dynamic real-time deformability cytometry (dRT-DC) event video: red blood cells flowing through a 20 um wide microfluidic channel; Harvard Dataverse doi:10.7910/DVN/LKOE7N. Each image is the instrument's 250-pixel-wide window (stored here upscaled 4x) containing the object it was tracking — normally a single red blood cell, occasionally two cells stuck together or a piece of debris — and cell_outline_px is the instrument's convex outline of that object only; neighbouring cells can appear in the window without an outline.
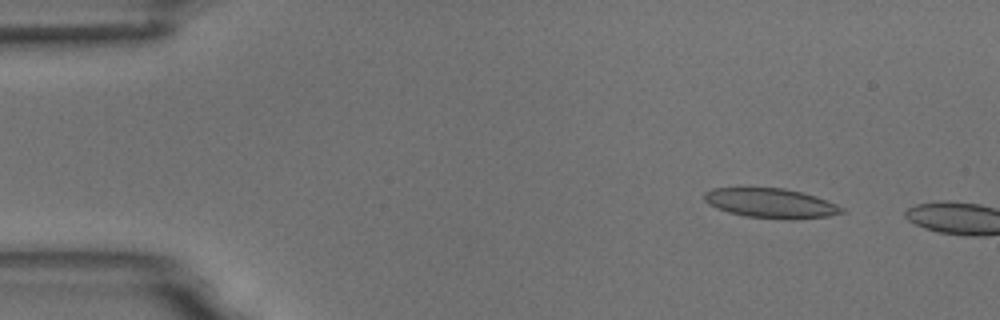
{"species": "common noctule bat (a hibernating species)", "species_latin": "Nyctalus noctula", "temperature_condition": "room temperature", "stored_images_in_passage": 3, "camera_frame_rate_fps": 3000, "um_per_image_px": 0.085, "animal": {"sex": "male", "body_mass_g": 18.8}, "frame": {"image": 1, "passage_image": 1, "time_ms": 0.0, "image_size_px": [1000, 320], "cell_outline_px": [[848, 212], [828, 216], [744, 216], [728, 212], [716, 208], [708, 204], [704, 200], [704, 192], [712, 188], [784, 188], [816, 196], [836, 204], [844, 208]], "centroid_in_image_um": [65.46, 17.22], "position_along_channel_um": 19.5, "area_um2": 22.66}}